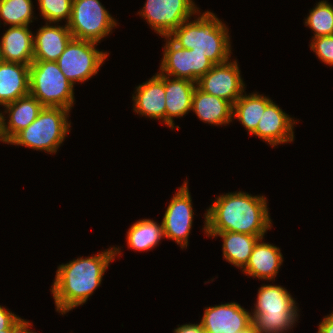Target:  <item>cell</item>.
<instances>
[{
    "label": "cell",
    "instance_id": "cell-32",
    "mask_svg": "<svg viewBox=\"0 0 333 333\" xmlns=\"http://www.w3.org/2000/svg\"><path fill=\"white\" fill-rule=\"evenodd\" d=\"M317 333H333V312L325 316L322 322L319 323Z\"/></svg>",
    "mask_w": 333,
    "mask_h": 333
},
{
    "label": "cell",
    "instance_id": "cell-24",
    "mask_svg": "<svg viewBox=\"0 0 333 333\" xmlns=\"http://www.w3.org/2000/svg\"><path fill=\"white\" fill-rule=\"evenodd\" d=\"M271 101L268 97L257 93L242 94L233 104V117H236L247 129L248 133L252 134L256 130L266 106Z\"/></svg>",
    "mask_w": 333,
    "mask_h": 333
},
{
    "label": "cell",
    "instance_id": "cell-5",
    "mask_svg": "<svg viewBox=\"0 0 333 333\" xmlns=\"http://www.w3.org/2000/svg\"><path fill=\"white\" fill-rule=\"evenodd\" d=\"M70 110L61 107H44L38 117L20 131L9 143L27 148L56 153L70 132Z\"/></svg>",
    "mask_w": 333,
    "mask_h": 333
},
{
    "label": "cell",
    "instance_id": "cell-34",
    "mask_svg": "<svg viewBox=\"0 0 333 333\" xmlns=\"http://www.w3.org/2000/svg\"><path fill=\"white\" fill-rule=\"evenodd\" d=\"M235 333H257V332L255 331L254 326L251 323L246 329H243V330L235 332Z\"/></svg>",
    "mask_w": 333,
    "mask_h": 333
},
{
    "label": "cell",
    "instance_id": "cell-25",
    "mask_svg": "<svg viewBox=\"0 0 333 333\" xmlns=\"http://www.w3.org/2000/svg\"><path fill=\"white\" fill-rule=\"evenodd\" d=\"M163 237L162 222L157 224L154 220L142 219L130 226L126 239L129 248L148 251L156 247Z\"/></svg>",
    "mask_w": 333,
    "mask_h": 333
},
{
    "label": "cell",
    "instance_id": "cell-20",
    "mask_svg": "<svg viewBox=\"0 0 333 333\" xmlns=\"http://www.w3.org/2000/svg\"><path fill=\"white\" fill-rule=\"evenodd\" d=\"M1 59L6 62L31 64L34 57L33 34L29 26H11L0 42Z\"/></svg>",
    "mask_w": 333,
    "mask_h": 333
},
{
    "label": "cell",
    "instance_id": "cell-8",
    "mask_svg": "<svg viewBox=\"0 0 333 333\" xmlns=\"http://www.w3.org/2000/svg\"><path fill=\"white\" fill-rule=\"evenodd\" d=\"M97 43L72 38L56 61L59 69L73 85L97 74L108 53L95 48Z\"/></svg>",
    "mask_w": 333,
    "mask_h": 333
},
{
    "label": "cell",
    "instance_id": "cell-16",
    "mask_svg": "<svg viewBox=\"0 0 333 333\" xmlns=\"http://www.w3.org/2000/svg\"><path fill=\"white\" fill-rule=\"evenodd\" d=\"M5 113H9L6 124L2 114V132L7 144L23 129L27 128L39 115L44 106L31 94L20 97L14 102L4 105Z\"/></svg>",
    "mask_w": 333,
    "mask_h": 333
},
{
    "label": "cell",
    "instance_id": "cell-35",
    "mask_svg": "<svg viewBox=\"0 0 333 333\" xmlns=\"http://www.w3.org/2000/svg\"><path fill=\"white\" fill-rule=\"evenodd\" d=\"M0 141L3 143H7L4 139L3 132H2V113L0 112Z\"/></svg>",
    "mask_w": 333,
    "mask_h": 333
},
{
    "label": "cell",
    "instance_id": "cell-1",
    "mask_svg": "<svg viewBox=\"0 0 333 333\" xmlns=\"http://www.w3.org/2000/svg\"><path fill=\"white\" fill-rule=\"evenodd\" d=\"M120 250L119 247H112L97 255L80 257L59 265L51 289L56 311L65 314L86 303L100 286L109 263L120 255Z\"/></svg>",
    "mask_w": 333,
    "mask_h": 333
},
{
    "label": "cell",
    "instance_id": "cell-29",
    "mask_svg": "<svg viewBox=\"0 0 333 333\" xmlns=\"http://www.w3.org/2000/svg\"><path fill=\"white\" fill-rule=\"evenodd\" d=\"M310 43L311 50L315 52L322 62L333 66V35L315 37Z\"/></svg>",
    "mask_w": 333,
    "mask_h": 333
},
{
    "label": "cell",
    "instance_id": "cell-4",
    "mask_svg": "<svg viewBox=\"0 0 333 333\" xmlns=\"http://www.w3.org/2000/svg\"><path fill=\"white\" fill-rule=\"evenodd\" d=\"M296 301L282 286L263 285L258 290L252 324L257 333H285L297 322ZM296 321V322H295Z\"/></svg>",
    "mask_w": 333,
    "mask_h": 333
},
{
    "label": "cell",
    "instance_id": "cell-10",
    "mask_svg": "<svg viewBox=\"0 0 333 333\" xmlns=\"http://www.w3.org/2000/svg\"><path fill=\"white\" fill-rule=\"evenodd\" d=\"M160 74L197 83L215 64L204 54L183 49L166 36Z\"/></svg>",
    "mask_w": 333,
    "mask_h": 333
},
{
    "label": "cell",
    "instance_id": "cell-22",
    "mask_svg": "<svg viewBox=\"0 0 333 333\" xmlns=\"http://www.w3.org/2000/svg\"><path fill=\"white\" fill-rule=\"evenodd\" d=\"M192 111L201 121L213 125H225L233 120L232 103L205 93L197 86L192 97Z\"/></svg>",
    "mask_w": 333,
    "mask_h": 333
},
{
    "label": "cell",
    "instance_id": "cell-33",
    "mask_svg": "<svg viewBox=\"0 0 333 333\" xmlns=\"http://www.w3.org/2000/svg\"><path fill=\"white\" fill-rule=\"evenodd\" d=\"M29 327L31 328V324L28 321L20 318L11 327V333H35V332H31Z\"/></svg>",
    "mask_w": 333,
    "mask_h": 333
},
{
    "label": "cell",
    "instance_id": "cell-36",
    "mask_svg": "<svg viewBox=\"0 0 333 333\" xmlns=\"http://www.w3.org/2000/svg\"><path fill=\"white\" fill-rule=\"evenodd\" d=\"M0 333H11V329H4V330H1Z\"/></svg>",
    "mask_w": 333,
    "mask_h": 333
},
{
    "label": "cell",
    "instance_id": "cell-31",
    "mask_svg": "<svg viewBox=\"0 0 333 333\" xmlns=\"http://www.w3.org/2000/svg\"><path fill=\"white\" fill-rule=\"evenodd\" d=\"M174 333H206L201 322L199 324H185L174 329Z\"/></svg>",
    "mask_w": 333,
    "mask_h": 333
},
{
    "label": "cell",
    "instance_id": "cell-13",
    "mask_svg": "<svg viewBox=\"0 0 333 333\" xmlns=\"http://www.w3.org/2000/svg\"><path fill=\"white\" fill-rule=\"evenodd\" d=\"M206 333H235L252 323L251 313L236 302L205 308L200 321Z\"/></svg>",
    "mask_w": 333,
    "mask_h": 333
},
{
    "label": "cell",
    "instance_id": "cell-2",
    "mask_svg": "<svg viewBox=\"0 0 333 333\" xmlns=\"http://www.w3.org/2000/svg\"><path fill=\"white\" fill-rule=\"evenodd\" d=\"M204 220L205 232H239L260 239L272 225L266 197L242 191L218 196L207 209Z\"/></svg>",
    "mask_w": 333,
    "mask_h": 333
},
{
    "label": "cell",
    "instance_id": "cell-23",
    "mask_svg": "<svg viewBox=\"0 0 333 333\" xmlns=\"http://www.w3.org/2000/svg\"><path fill=\"white\" fill-rule=\"evenodd\" d=\"M208 236L223 239V257L236 267L244 268L251 256L254 245L260 239L256 235L239 232H205Z\"/></svg>",
    "mask_w": 333,
    "mask_h": 333
},
{
    "label": "cell",
    "instance_id": "cell-18",
    "mask_svg": "<svg viewBox=\"0 0 333 333\" xmlns=\"http://www.w3.org/2000/svg\"><path fill=\"white\" fill-rule=\"evenodd\" d=\"M197 84L193 81L164 75L166 124L174 129L176 117H183L192 110V97Z\"/></svg>",
    "mask_w": 333,
    "mask_h": 333
},
{
    "label": "cell",
    "instance_id": "cell-12",
    "mask_svg": "<svg viewBox=\"0 0 333 333\" xmlns=\"http://www.w3.org/2000/svg\"><path fill=\"white\" fill-rule=\"evenodd\" d=\"M196 84L203 92L232 104L240 98L245 88L237 60L215 64Z\"/></svg>",
    "mask_w": 333,
    "mask_h": 333
},
{
    "label": "cell",
    "instance_id": "cell-28",
    "mask_svg": "<svg viewBox=\"0 0 333 333\" xmlns=\"http://www.w3.org/2000/svg\"><path fill=\"white\" fill-rule=\"evenodd\" d=\"M41 16L48 23H57L71 18L72 0H38Z\"/></svg>",
    "mask_w": 333,
    "mask_h": 333
},
{
    "label": "cell",
    "instance_id": "cell-21",
    "mask_svg": "<svg viewBox=\"0 0 333 333\" xmlns=\"http://www.w3.org/2000/svg\"><path fill=\"white\" fill-rule=\"evenodd\" d=\"M262 241L263 238L254 245L247 265L242 271L254 278L273 280L283 262V257L278 247Z\"/></svg>",
    "mask_w": 333,
    "mask_h": 333
},
{
    "label": "cell",
    "instance_id": "cell-3",
    "mask_svg": "<svg viewBox=\"0 0 333 333\" xmlns=\"http://www.w3.org/2000/svg\"><path fill=\"white\" fill-rule=\"evenodd\" d=\"M228 28L215 14L205 11L193 21H184L168 37L179 47L204 54L214 64L230 60Z\"/></svg>",
    "mask_w": 333,
    "mask_h": 333
},
{
    "label": "cell",
    "instance_id": "cell-14",
    "mask_svg": "<svg viewBox=\"0 0 333 333\" xmlns=\"http://www.w3.org/2000/svg\"><path fill=\"white\" fill-rule=\"evenodd\" d=\"M295 121L271 101L265 108L256 130L252 133L268 142L272 147L294 140Z\"/></svg>",
    "mask_w": 333,
    "mask_h": 333
},
{
    "label": "cell",
    "instance_id": "cell-15",
    "mask_svg": "<svg viewBox=\"0 0 333 333\" xmlns=\"http://www.w3.org/2000/svg\"><path fill=\"white\" fill-rule=\"evenodd\" d=\"M136 88L133 110L142 116L161 119L166 124L164 75L157 73Z\"/></svg>",
    "mask_w": 333,
    "mask_h": 333
},
{
    "label": "cell",
    "instance_id": "cell-17",
    "mask_svg": "<svg viewBox=\"0 0 333 333\" xmlns=\"http://www.w3.org/2000/svg\"><path fill=\"white\" fill-rule=\"evenodd\" d=\"M47 23L39 28L33 36L34 57L33 61H54L56 62L64 52L67 44L73 38L68 25L61 27Z\"/></svg>",
    "mask_w": 333,
    "mask_h": 333
},
{
    "label": "cell",
    "instance_id": "cell-27",
    "mask_svg": "<svg viewBox=\"0 0 333 333\" xmlns=\"http://www.w3.org/2000/svg\"><path fill=\"white\" fill-rule=\"evenodd\" d=\"M305 25L314 31L315 37L333 35V5L320 1L310 10Z\"/></svg>",
    "mask_w": 333,
    "mask_h": 333
},
{
    "label": "cell",
    "instance_id": "cell-19",
    "mask_svg": "<svg viewBox=\"0 0 333 333\" xmlns=\"http://www.w3.org/2000/svg\"><path fill=\"white\" fill-rule=\"evenodd\" d=\"M30 64L0 61V105L30 94Z\"/></svg>",
    "mask_w": 333,
    "mask_h": 333
},
{
    "label": "cell",
    "instance_id": "cell-6",
    "mask_svg": "<svg viewBox=\"0 0 333 333\" xmlns=\"http://www.w3.org/2000/svg\"><path fill=\"white\" fill-rule=\"evenodd\" d=\"M30 94L44 107L70 110L74 104V85L54 61H33L29 69Z\"/></svg>",
    "mask_w": 333,
    "mask_h": 333
},
{
    "label": "cell",
    "instance_id": "cell-11",
    "mask_svg": "<svg viewBox=\"0 0 333 333\" xmlns=\"http://www.w3.org/2000/svg\"><path fill=\"white\" fill-rule=\"evenodd\" d=\"M187 182L184 181V185L178 187L162 220L164 237L173 239L182 249L188 246V236L194 218Z\"/></svg>",
    "mask_w": 333,
    "mask_h": 333
},
{
    "label": "cell",
    "instance_id": "cell-7",
    "mask_svg": "<svg viewBox=\"0 0 333 333\" xmlns=\"http://www.w3.org/2000/svg\"><path fill=\"white\" fill-rule=\"evenodd\" d=\"M67 25L73 38L99 43L111 33L117 22L99 0H72Z\"/></svg>",
    "mask_w": 333,
    "mask_h": 333
},
{
    "label": "cell",
    "instance_id": "cell-9",
    "mask_svg": "<svg viewBox=\"0 0 333 333\" xmlns=\"http://www.w3.org/2000/svg\"><path fill=\"white\" fill-rule=\"evenodd\" d=\"M198 12L192 0H146L139 15L157 34L166 37Z\"/></svg>",
    "mask_w": 333,
    "mask_h": 333
},
{
    "label": "cell",
    "instance_id": "cell-30",
    "mask_svg": "<svg viewBox=\"0 0 333 333\" xmlns=\"http://www.w3.org/2000/svg\"><path fill=\"white\" fill-rule=\"evenodd\" d=\"M20 319L19 316L10 312L8 309L0 305V331L11 329V327Z\"/></svg>",
    "mask_w": 333,
    "mask_h": 333
},
{
    "label": "cell",
    "instance_id": "cell-26",
    "mask_svg": "<svg viewBox=\"0 0 333 333\" xmlns=\"http://www.w3.org/2000/svg\"><path fill=\"white\" fill-rule=\"evenodd\" d=\"M31 0H0V17L5 25L28 26L32 21Z\"/></svg>",
    "mask_w": 333,
    "mask_h": 333
}]
</instances>
